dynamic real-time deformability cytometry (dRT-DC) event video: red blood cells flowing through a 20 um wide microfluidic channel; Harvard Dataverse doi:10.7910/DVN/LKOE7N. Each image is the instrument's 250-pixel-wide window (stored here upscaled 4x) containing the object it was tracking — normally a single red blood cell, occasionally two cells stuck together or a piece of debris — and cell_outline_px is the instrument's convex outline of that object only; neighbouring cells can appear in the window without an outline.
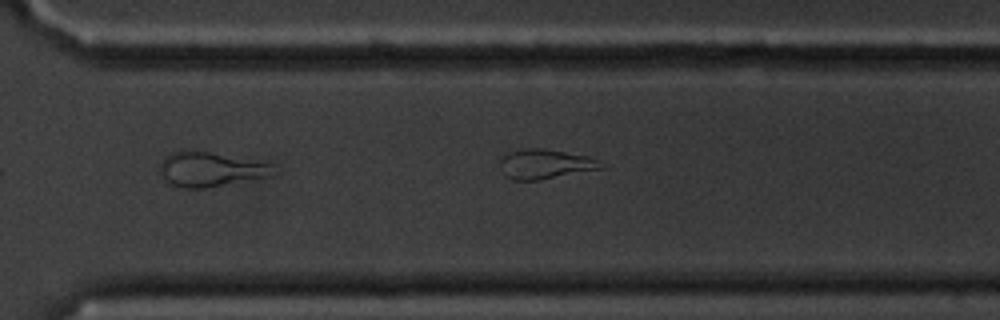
{"species": "common noctule bat (a hibernating species)", "species_latin": "Nyctalus noctula", "temperature_condition": "cold", "stored_images_in_passage": 27, "camera_frame_rate_fps": 3000, "um_per_image_px": 0.085, "animal": {"sex": "male", "body_mass_g": 20.1, "forearm_length_mm": 53.5}, "frame": {"image": 1, "passage_image": 27, "time_ms": 8.667, "image_size_px": [1000, 320], "cell_outline_px": [[604, 168], [536, 180], [512, 180], [504, 176], [500, 164], [500, 160], [508, 152], [524, 148], [544, 148], [588, 156], [596, 160]], "centroid_in_image_um": [46.28, 13.94], "position_along_channel_um": 324.3, "area_um2": 17.22}}